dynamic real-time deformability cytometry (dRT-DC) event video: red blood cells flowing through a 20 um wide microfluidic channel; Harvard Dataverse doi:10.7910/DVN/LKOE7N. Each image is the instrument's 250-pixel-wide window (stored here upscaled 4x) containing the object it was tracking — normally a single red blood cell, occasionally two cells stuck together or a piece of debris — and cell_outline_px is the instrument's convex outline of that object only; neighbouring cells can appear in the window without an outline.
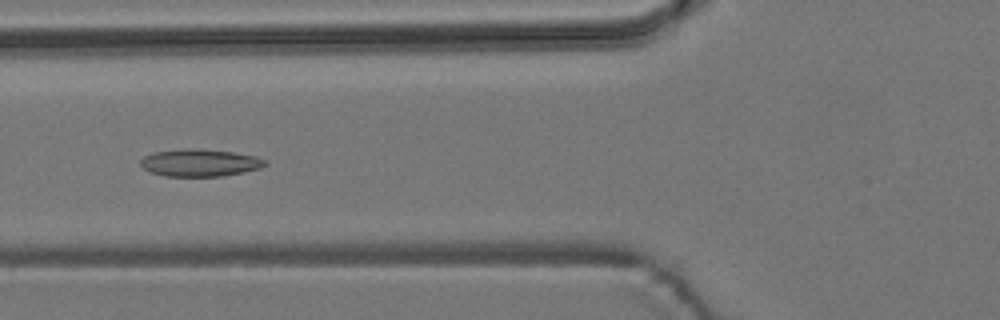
{"species": "common noctule bat (a hibernating species)", "species_latin": "Nyctalus noctula", "temperature_condition": "room temperature", "stored_images_in_passage": 54, "camera_frame_rate_fps": 3000, "um_per_image_px": 0.085, "animal": {"sex": "male", "body_mass_g": 19.2, "forearm_length_mm": 51.8}, "frame": {"image": 1, "passage_image": 20, "time_ms": 6.333, "image_size_px": [1000, 320], "cell_outline_px": [[268, 164], [260, 168], [244, 172], [220, 176], [164, 176], [152, 172], [144, 168], [140, 164], [140, 160], [144, 156], [152, 152], [188, 148], [232, 152], [256, 156], [264, 160]], "centroid_in_image_um": [16.97, 13.83], "position_along_channel_um": 108.8, "area_um2": 19.65}}
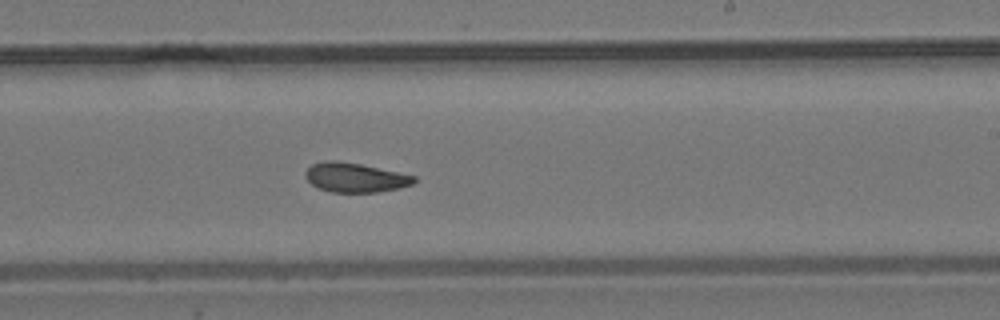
{"frame": {"image": 2, "passage_image": 32, "time_ms": 10.333, "image_size_px": [1000, 320], "cell_outline_px": [[416, 180], [412, 184], [400, 188], [376, 192], [332, 192], [316, 188], [304, 176], [304, 172], [312, 164], [324, 160], [336, 160], [360, 164], [416, 176]], "centroid_in_image_um": [30.15, 15.09], "position_along_channel_um": 258.9, "area_um2": 18.61}}
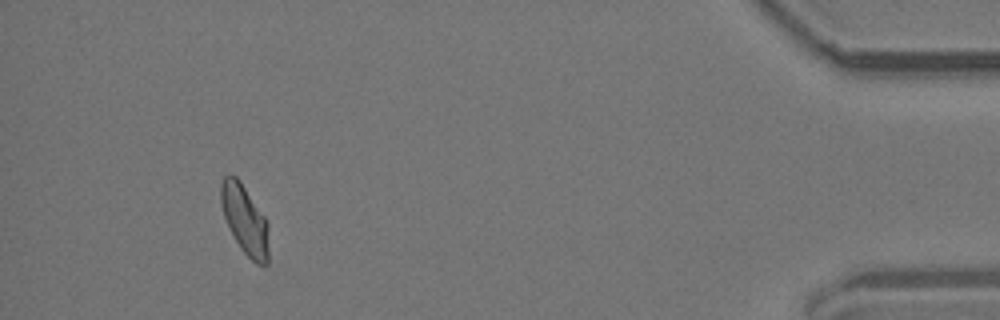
{"frame": {"image": 3, "passage_image": 50, "time_ms": 16.333, "image_size_px": [1000, 320], "cell_outline_px": [[268, 264], [264, 268], [256, 264], [240, 248], [228, 228], [224, 216], [220, 200], [220, 184], [224, 176], [228, 172], [232, 172], [240, 180], [264, 216], [268, 224]], "centroid_in_image_um": [20.79, 18.66], "position_along_channel_um": 414.4, "area_um2": 19.65}, "authors_computed_cell_mechanics": {"area_um2": 19.4497, "velocity_mm_per_s": 3.7573, "shape_relaxation_time_tau1_ms": 10.0661, "shape_relaxation_time_tau2_ms": 2.3141, "deformation_change_tau1": 0.202, "deformation_change_tau2": 0.0837}}